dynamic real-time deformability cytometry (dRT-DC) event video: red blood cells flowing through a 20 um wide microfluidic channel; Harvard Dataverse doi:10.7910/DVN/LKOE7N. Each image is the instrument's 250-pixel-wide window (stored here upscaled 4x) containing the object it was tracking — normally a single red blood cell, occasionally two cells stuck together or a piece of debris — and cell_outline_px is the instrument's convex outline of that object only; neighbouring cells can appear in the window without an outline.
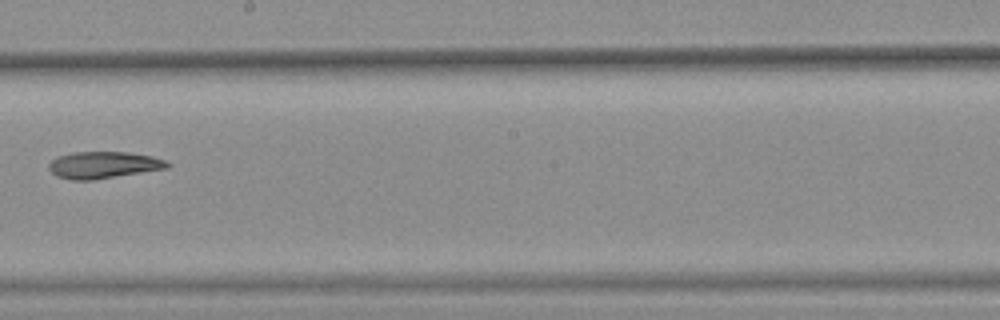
{"species": "common noctule bat (a hibernating species)", "species_latin": "Nyctalus noctula", "temperature_condition": "warm", "stored_images_in_passage": 9, "camera_frame_rate_fps": 3000, "um_per_image_px": 0.085, "animal": {"sex": "female", "body_mass_g": 25.1}, "frame": {"image": 1, "passage_image": 9, "time_ms": 2.667, "image_size_px": [1000, 320], "cell_outline_px": [[172, 164], [168, 168], [92, 180], [72, 180], [56, 176], [48, 168], [48, 164], [56, 156], [72, 152], [128, 152], [152, 156], [164, 160]], "centroid_in_image_um": [8.77, 14.02], "position_along_channel_um": 239.4, "area_um2": 18.55}}